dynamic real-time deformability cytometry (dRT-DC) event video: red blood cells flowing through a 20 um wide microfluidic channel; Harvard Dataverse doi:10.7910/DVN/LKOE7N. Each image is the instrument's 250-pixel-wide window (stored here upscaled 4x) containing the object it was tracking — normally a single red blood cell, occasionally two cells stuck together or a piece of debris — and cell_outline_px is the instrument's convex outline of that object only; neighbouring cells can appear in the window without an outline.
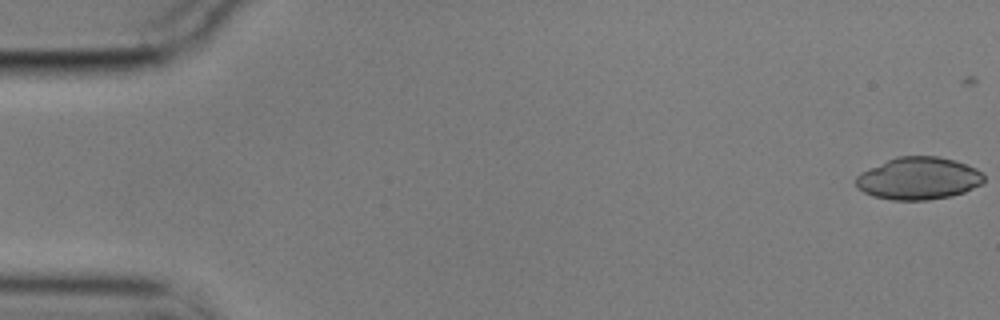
{"species": "common noctule bat (a hibernating species)", "species_latin": "Nyctalus noctula", "temperature_condition": "cold", "stored_images_in_passage": 24, "camera_frame_rate_fps": 3000, "um_per_image_px": 0.085, "animal": {"sex": "male", "body_mass_g": 17.9}, "frame": {"image": 1, "passage_image": 1, "time_ms": 0.0, "image_size_px": [1000, 320], "cell_outline_px": [[984, 184], [964, 192], [952, 196], [928, 200], [892, 200], [872, 196], [856, 188], [856, 176], [860, 172], [896, 156], [940, 156], [956, 160], [976, 168], [984, 176]], "centroid_in_image_um": [78.08, 15.16], "position_along_channel_um": 6.9, "area_um2": 31.96}}